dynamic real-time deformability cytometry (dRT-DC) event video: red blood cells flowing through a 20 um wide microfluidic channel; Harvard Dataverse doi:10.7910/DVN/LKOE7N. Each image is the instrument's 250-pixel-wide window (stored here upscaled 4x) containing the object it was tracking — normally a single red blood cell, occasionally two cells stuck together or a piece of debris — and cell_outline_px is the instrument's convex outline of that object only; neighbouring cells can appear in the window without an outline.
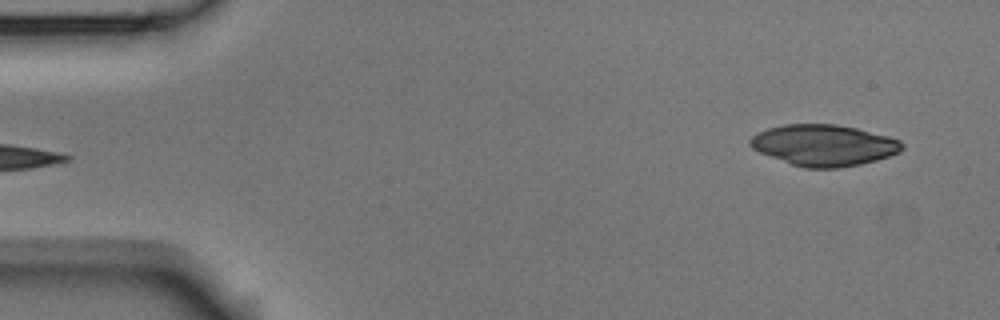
{"species": "Egyptian fruit bat (a non-hibernating species)", "species_latin": "Rousettus aegyptiacus", "temperature_condition": "room temperature", "stored_images_in_passage": 5, "segment_of_instrument_passage": [2, 2], "camera_frame_rate_fps": 3000, "um_per_image_px": 0.085, "animal": {"sex": "male"}, "frame": {"image": 1, "passage_image": 5, "time_ms": 1.333, "image_size_px": [1000, 320], "cell_outline_px": [[904, 148], [900, 152], [876, 160], [860, 164], [836, 168], [804, 168], [792, 164], [760, 152], [752, 148], [748, 144], [748, 140], [756, 132], [768, 128], [784, 124], [836, 124], [856, 128], [888, 136], [900, 140], [904, 144]], "centroid_in_image_um": [70.02, 12.33], "position_along_channel_um": 15.0, "area_um2": 36.47}}